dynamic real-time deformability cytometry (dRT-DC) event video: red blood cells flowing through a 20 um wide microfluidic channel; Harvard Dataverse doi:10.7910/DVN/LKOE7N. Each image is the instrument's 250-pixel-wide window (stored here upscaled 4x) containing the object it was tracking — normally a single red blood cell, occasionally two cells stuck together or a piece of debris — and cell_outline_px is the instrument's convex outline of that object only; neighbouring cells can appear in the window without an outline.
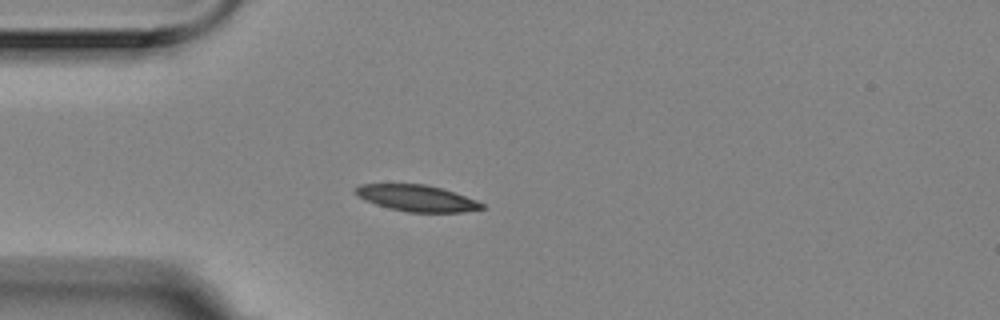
{"species": "Egyptian fruit bat (a non-hibernating species)", "species_latin": "Rousettus aegyptiacus", "temperature_condition": "room temperature", "stored_images_in_passage": 5, "camera_frame_rate_fps": 3000, "um_per_image_px": 0.085, "animal": {"sex": "female"}, "frame": {"image": 1, "passage_image": 5, "time_ms": 1.333, "image_size_px": [1000, 320], "cell_outline_px": [[484, 208], [464, 212], [408, 212], [388, 208], [364, 200], [356, 196], [352, 192], [352, 188], [360, 184], [424, 184], [440, 188], [476, 200], [484, 204]], "centroid_in_image_um": [35.34, 16.84], "position_along_channel_um": 49.7, "area_um2": 19.42}}